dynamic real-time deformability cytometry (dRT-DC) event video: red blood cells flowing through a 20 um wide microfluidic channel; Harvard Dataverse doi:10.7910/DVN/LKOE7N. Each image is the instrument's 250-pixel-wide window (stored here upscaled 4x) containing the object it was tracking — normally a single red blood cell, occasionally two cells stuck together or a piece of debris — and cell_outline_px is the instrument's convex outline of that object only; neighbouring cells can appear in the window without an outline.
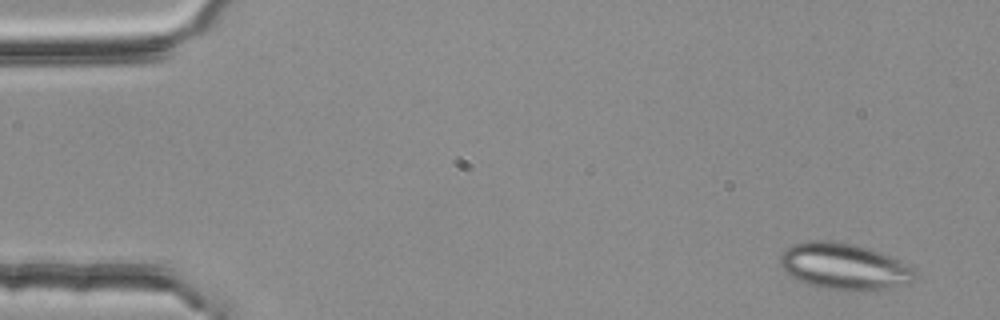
{"species": "common noctule bat (a hibernating species)", "species_latin": "Nyctalus noctula", "temperature_condition": "room temperature", "stored_images_in_passage": 4, "camera_frame_rate_fps": 3000, "um_per_image_px": 0.085, "animal": {"sex": "female", "body_mass_g": 25.1}, "frame": {"image": 1, "passage_image": 1, "time_ms": 0.0, "image_size_px": [1000, 320], "cell_outline_px": [[916, 276], [908, 284], [884, 288], [820, 288], [808, 284], [792, 276], [780, 264], [780, 252], [792, 244], [812, 240], [832, 240], [852, 244], [868, 248], [888, 256], [916, 268]], "centroid_in_image_um": [71.73, 22.6], "position_along_channel_um": 13.3, "area_um2": 35.55}}